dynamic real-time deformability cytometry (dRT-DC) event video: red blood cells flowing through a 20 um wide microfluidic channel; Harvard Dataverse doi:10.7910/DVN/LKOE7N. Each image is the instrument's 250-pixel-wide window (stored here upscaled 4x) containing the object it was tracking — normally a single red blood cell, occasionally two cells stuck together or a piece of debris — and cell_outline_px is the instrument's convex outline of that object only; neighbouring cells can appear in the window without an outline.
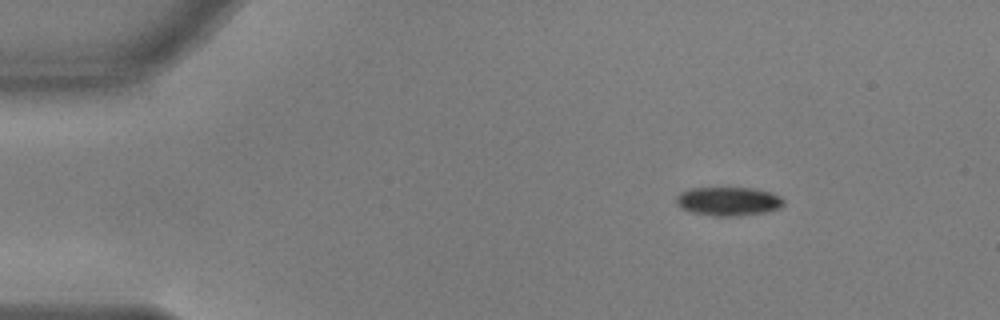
{"species": "common noctule bat (a hibernating species)", "species_latin": "Nyctalus noctula", "temperature_condition": "warm", "stored_images_in_passage": 48, "camera_frame_rate_fps": 3000, "um_per_image_px": 0.085, "animal": {"sex": "male", "body_mass_g": 17.9, "forearm_length_mm": 54.2}, "frame": {"image": 1, "passage_image": 1, "time_ms": 0.0, "image_size_px": [1000, 320], "cell_outline_px": [[784, 204], [780, 208], [764, 212], [736, 216], [712, 216], [692, 212], [680, 208], [676, 204], [676, 196], [680, 192], [688, 188], [752, 188], [768, 192], [780, 196], [784, 200]], "centroid_in_image_um": [61.87, 17.11], "position_along_channel_um": 23.1, "area_um2": 18.03}}
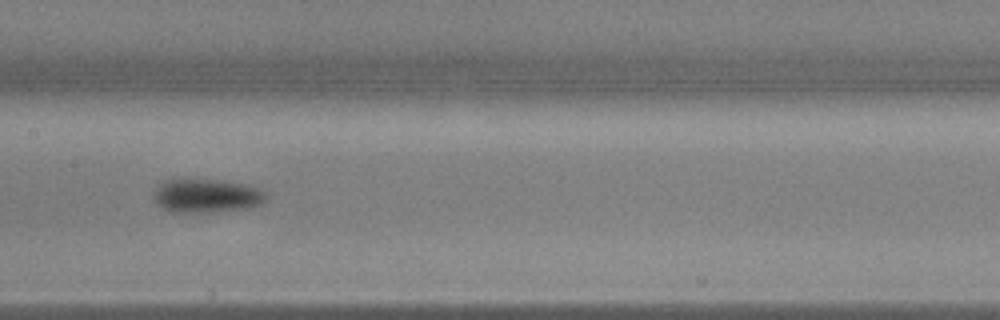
{"frame": {"image": 2, "passage_image": 21, "time_ms": 6.667, "image_size_px": [1000, 320], "cell_outline_px": [[268, 200], [260, 204], [248, 208], [180, 212], [168, 212], [156, 204], [152, 200], [156, 188], [164, 180], [176, 176], [192, 176], [248, 184], [260, 188], [268, 196]], "centroid_in_image_um": [17.49, 16.56], "position_along_channel_um": 189.9, "area_um2": 22.89}}
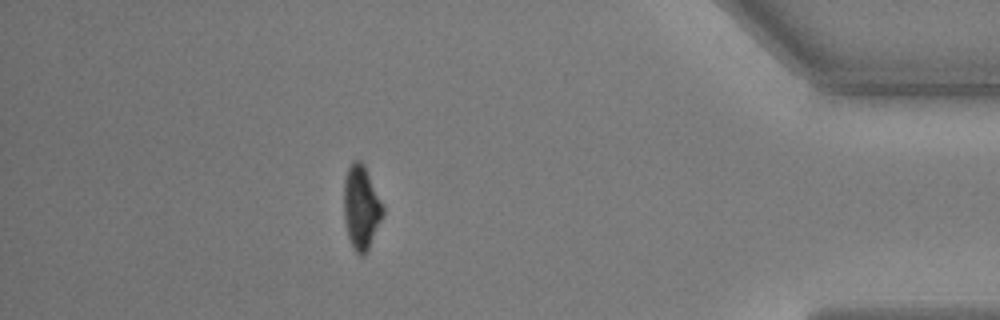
{"frame": {"image": 3, "passage_image": 42, "time_ms": 13.667, "image_size_px": [1000, 320], "cell_outline_px": [[384, 216], [368, 252], [364, 256], [360, 256], [352, 248], [348, 236], [344, 220], [344, 180], [348, 168], [356, 160], [360, 160], [364, 164], [384, 204]], "centroid_in_image_um": [30.73, 17.68], "position_along_channel_um": 404.5, "area_um2": 19.54}, "authors_computed_cell_mechanics": {"area_um2": 20.0855, "velocity_mm_per_s": 3.6813, "shape_relaxation_time_tau1_ms": 2.2602, "shape_relaxation_time_tau2_ms": null, "deformation_change_tau1": 0.1126, "deformation_change_tau2": null}}